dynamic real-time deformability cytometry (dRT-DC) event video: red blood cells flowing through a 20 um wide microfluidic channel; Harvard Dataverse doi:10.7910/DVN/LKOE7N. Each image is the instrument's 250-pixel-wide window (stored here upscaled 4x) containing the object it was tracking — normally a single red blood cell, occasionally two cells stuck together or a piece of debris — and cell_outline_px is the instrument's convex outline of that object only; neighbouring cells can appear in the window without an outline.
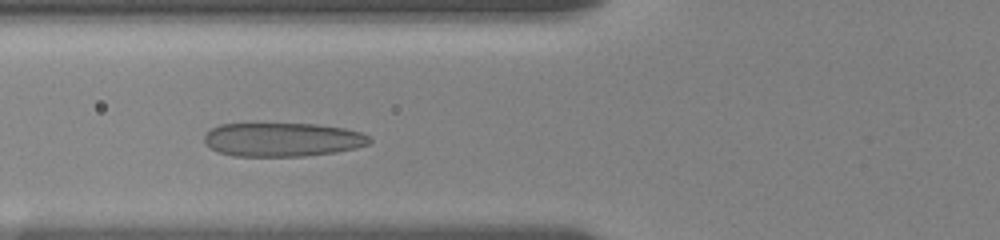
{"species": "human", "species_latin": "Homo sapiens", "temperature_condition": "room temperature", "stored_images_in_passage": 40, "camera_frame_rate_fps": 3000, "um_per_image_px": 0.085, "donor": {"sex": "female"}, "frame": {"image": 1, "passage_image": 13, "time_ms": 4.0, "image_size_px": [1000, 240], "cell_outline_px": [[372, 140], [368, 144], [356, 148], [336, 152], [304, 156], [232, 156], [208, 148], [204, 144], [204, 136], [212, 128], [220, 124], [316, 124], [344, 128], [360, 132], [368, 136]], "centroid_in_image_um": [23.99, 11.87], "position_along_channel_um": 101.8, "area_um2": 32.6}}
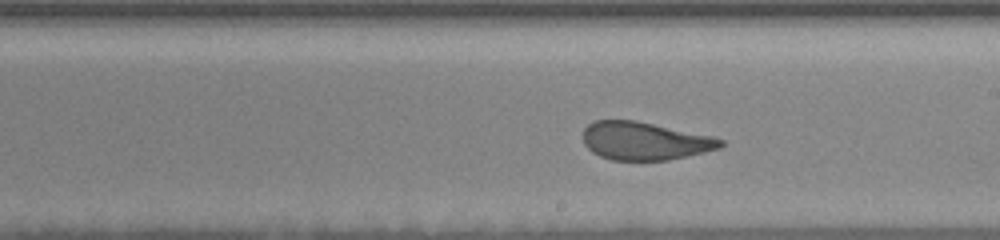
{"frame": {"image": 2, "passage_image": 24, "time_ms": 7.667, "image_size_px": [1000, 240], "cell_outline_px": [[724, 144], [720, 148], [704, 152], [668, 160], [612, 160], [600, 156], [592, 152], [584, 144], [584, 128], [588, 124], [596, 120], [636, 120], [712, 136], [724, 140]], "centroid_in_image_um": [54.8, 11.98], "position_along_channel_um": 234.2, "area_um2": 30.4}}
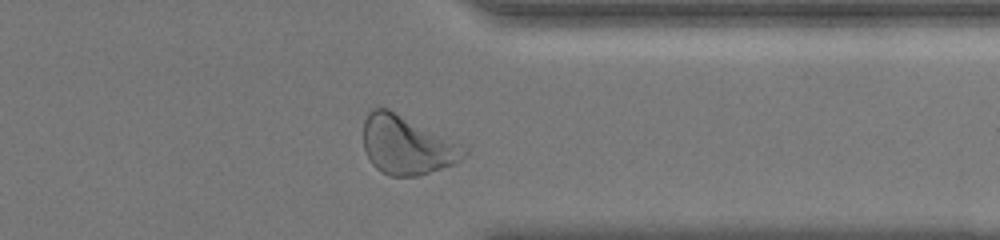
{"frame": {"image": 3, "passage_image": 36, "time_ms": 11.667, "image_size_px": [1000, 240], "cell_outline_px": [[468, 156], [456, 164], [420, 176], [388, 176], [376, 168], [372, 164], [364, 148], [364, 120], [368, 112], [372, 108], [388, 108], [464, 144], [468, 148]], "centroid_in_image_um": [34.65, 12.35], "position_along_channel_um": 376.7, "area_um2": 35.08}, "authors_computed_cell_mechanics": {"area_um2": 32.5125, "velocity_mm_per_s": 3.6086, "shape_relaxation_time_tau1_ms": 5.2351, "shape_relaxation_time_tau2_ms": 1.0137, "deformation_change_tau1": 0.1893, "deformation_change_tau2": 0.0946}}